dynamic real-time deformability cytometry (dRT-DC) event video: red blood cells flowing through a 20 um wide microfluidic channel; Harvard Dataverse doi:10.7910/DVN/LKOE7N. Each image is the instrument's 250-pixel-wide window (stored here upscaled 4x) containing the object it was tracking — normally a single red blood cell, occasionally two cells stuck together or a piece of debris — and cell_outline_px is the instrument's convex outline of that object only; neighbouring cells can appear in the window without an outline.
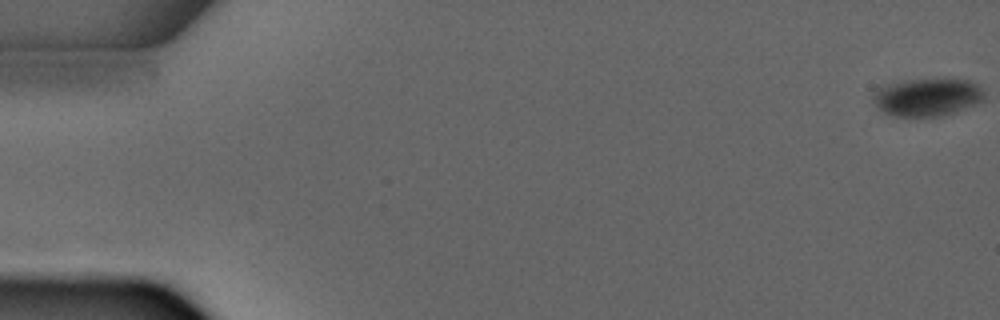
{"species": "common noctule bat (a hibernating species)", "species_latin": "Nyctalus noctula", "temperature_condition": "warm", "stored_images_in_passage": 3, "camera_frame_rate_fps": 3000, "um_per_image_px": 0.085, "animal": {"sex": "male", "forearm_length_mm": 52.5}, "frame": {"image": 1, "passage_image": 1, "time_ms": 0.0, "image_size_px": [1000, 320], "cell_outline_px": [[984, 100], [944, 116], [892, 116], [884, 112], [872, 100], [872, 96], [876, 88], [884, 84], [904, 80], [944, 76], [968, 80], [976, 84], [984, 92]], "centroid_in_image_um": [78.8, 8.2], "position_along_channel_um": 6.2, "area_um2": 25.2}}
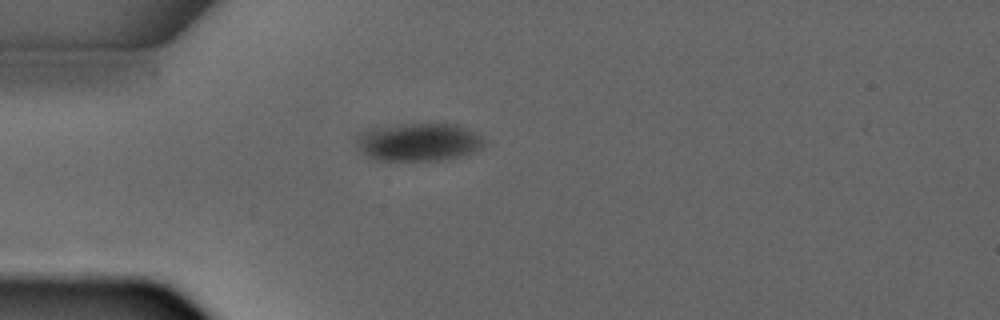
{"frame": {"image": 2, "passage_image": 3, "time_ms": 4.0, "image_size_px": [1000, 320], "cell_outline_px": [[484, 144], [480, 148], [468, 156], [440, 160], [376, 160], [368, 156], [356, 144], [356, 136], [360, 132], [372, 128], [400, 124], [456, 124], [480, 136], [484, 140]], "centroid_in_image_um": [35.58, 12.08], "position_along_channel_um": 49.4, "area_um2": 28.15}}